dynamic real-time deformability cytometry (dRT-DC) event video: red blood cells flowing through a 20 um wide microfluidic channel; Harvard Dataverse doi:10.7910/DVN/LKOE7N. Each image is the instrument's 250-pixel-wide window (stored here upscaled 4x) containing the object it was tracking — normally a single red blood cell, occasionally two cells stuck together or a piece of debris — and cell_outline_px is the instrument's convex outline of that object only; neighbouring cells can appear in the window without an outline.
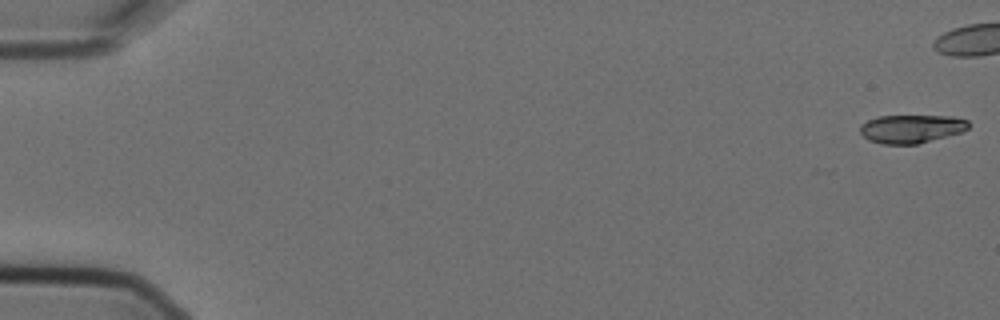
{"species": "Egyptian fruit bat (a non-hibernating species)", "species_latin": "Rousettus aegyptiacus", "temperature_condition": "cold", "stored_images_in_passage": 6, "camera_frame_rate_fps": 3000, "um_per_image_px": 0.085, "animal": {"sex": "female"}, "frame": {"image": 1, "passage_image": 1, "time_ms": 0.0, "image_size_px": [1000, 320], "cell_outline_px": [[968, 128], [964, 132], [916, 144], [880, 144], [868, 140], [860, 132], [860, 124], [868, 120], [880, 116], [952, 116], [968, 120]], "centroid_in_image_um": [77.46, 10.95], "position_along_channel_um": 7.5, "area_um2": 17.98}}
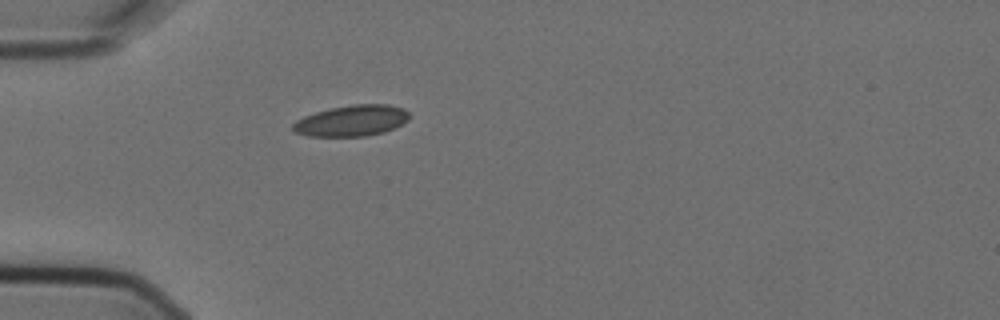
{"frame": {"image": 2, "passage_image": 6, "time_ms": 1.667, "image_size_px": [1000, 320], "cell_outline_px": [[408, 120], [384, 132], [364, 136], [308, 136], [296, 132], [292, 128], [292, 124], [296, 120], [304, 116], [316, 112], [332, 108], [352, 104], [388, 104], [404, 108], [408, 112]], "centroid_in_image_um": [29.88, 10.25], "position_along_channel_um": 55.1, "area_um2": 20.87}}